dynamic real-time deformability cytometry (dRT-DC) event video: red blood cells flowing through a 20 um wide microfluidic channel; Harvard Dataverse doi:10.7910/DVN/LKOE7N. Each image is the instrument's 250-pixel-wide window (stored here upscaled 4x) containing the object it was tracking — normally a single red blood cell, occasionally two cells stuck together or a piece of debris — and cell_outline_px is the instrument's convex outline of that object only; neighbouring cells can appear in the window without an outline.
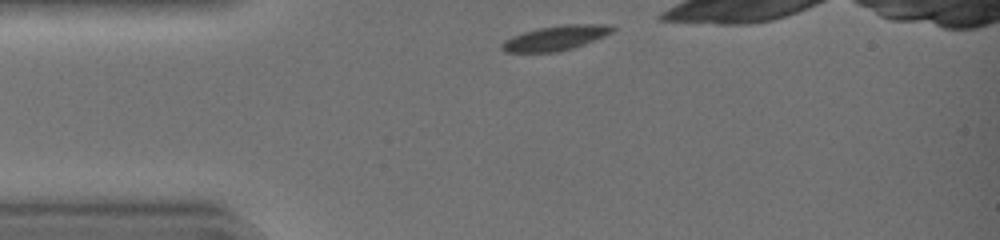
{"species": "common noctule bat (a hibernating species)", "species_latin": "Nyctalus noctula", "temperature_condition": "warm", "stored_images_in_passage": 29, "camera_frame_rate_fps": 3000, "um_per_image_px": 0.085, "animal": {"sex": "female", "body_mass_g": 19.0, "forearm_length_mm": 51.5}, "frame": {"image": 1, "passage_image": 1, "time_ms": 0.0, "image_size_px": [1000, 240], "cell_outline_px": [[616, 28], [612, 32], [604, 36], [584, 44], [572, 48], [556, 52], [504, 52], [500, 48], [500, 44], [504, 40], [512, 36], [524, 32], [540, 28], [564, 24], [608, 24]], "centroid_in_image_um": [47.21, 3.23], "position_along_channel_um": 37.8, "area_um2": 15.9}}
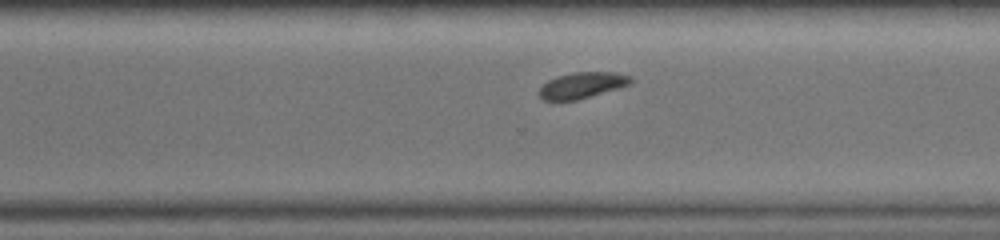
{"frame": {"image": 2, "passage_image": 22, "time_ms": 7.0, "image_size_px": [1000, 240], "cell_outline_px": [[632, 84], [620, 88], [576, 100], [544, 100], [540, 96], [540, 88], [548, 80], [572, 72], [616, 72], [632, 76]], "centroid_in_image_um": [49.55, 7.24], "position_along_channel_um": 321.1, "area_um2": 13.81}}
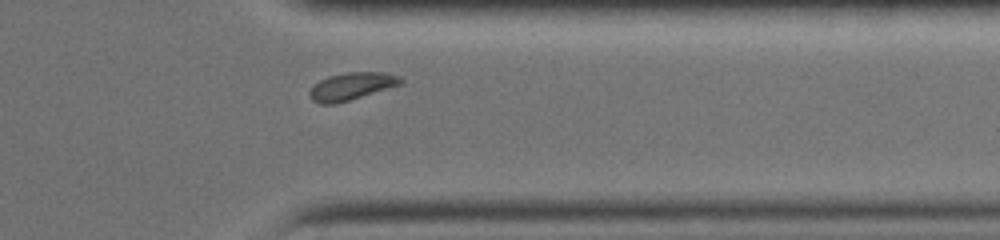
{"frame": {"image": 3, "passage_image": 26, "time_ms": 8.333, "image_size_px": [1000, 240], "cell_outline_px": [[404, 80], [400, 84], [348, 100], [332, 104], [320, 104], [312, 100], [308, 92], [320, 80], [328, 76], [348, 72], [384, 72], [400, 76]], "centroid_in_image_um": [29.87, 7.32], "position_along_channel_um": 381.5, "area_um2": 14.22}}